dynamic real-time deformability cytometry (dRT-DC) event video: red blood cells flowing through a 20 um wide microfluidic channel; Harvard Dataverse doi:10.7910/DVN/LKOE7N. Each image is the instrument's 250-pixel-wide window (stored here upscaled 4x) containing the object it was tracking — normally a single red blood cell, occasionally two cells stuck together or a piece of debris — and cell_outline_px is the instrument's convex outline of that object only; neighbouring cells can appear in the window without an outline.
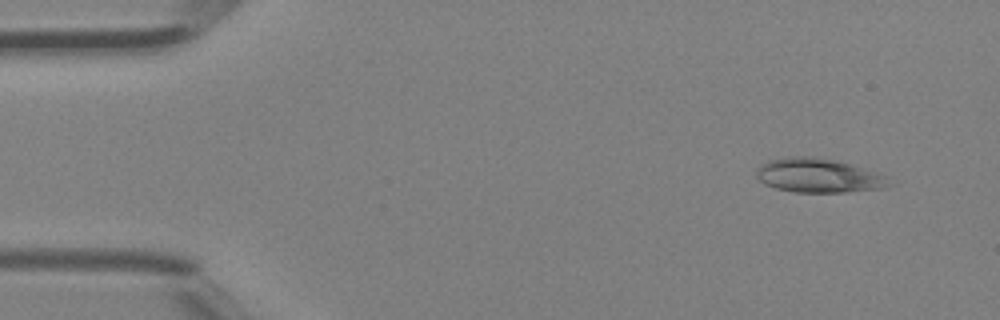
{"species": "Egyptian fruit bat (a non-hibernating species)", "species_latin": "Rousettus aegyptiacus", "temperature_condition": "room temperature", "stored_images_in_passage": 4, "camera_frame_rate_fps": 3000, "um_per_image_px": 0.085, "animal": {"sex": "female"}, "frame": {"image": 1, "passage_image": 1, "time_ms": 0.0, "image_size_px": [1000, 320], "cell_outline_px": [[892, 184], [884, 188], [844, 192], [796, 192], [776, 188], [764, 184], [756, 176], [756, 172], [768, 160], [792, 156], [812, 156], [832, 160], [880, 172], [888, 176]], "centroid_in_image_um": [69.62, 14.93], "position_along_channel_um": 15.4, "area_um2": 26.24}}